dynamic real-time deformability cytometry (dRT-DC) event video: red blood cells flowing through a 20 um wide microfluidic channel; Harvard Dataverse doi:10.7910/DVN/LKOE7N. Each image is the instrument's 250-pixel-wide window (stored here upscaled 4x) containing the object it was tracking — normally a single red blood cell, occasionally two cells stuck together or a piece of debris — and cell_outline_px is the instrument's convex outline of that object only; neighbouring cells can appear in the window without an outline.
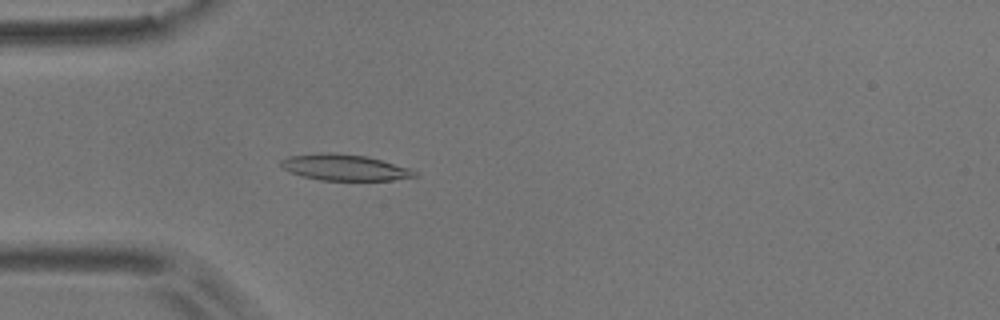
{"species": "common noctule bat (a hibernating species)", "species_latin": "Nyctalus noctula", "temperature_condition": "room temperature", "stored_images_in_passage": 54, "camera_frame_rate_fps": 3000, "um_per_image_px": 0.085, "animal": {"sex": "male", "body_mass_g": 17.9}, "frame": {"image": 1, "passage_image": 16, "time_ms": 5.0, "image_size_px": [1000, 320], "cell_outline_px": [[420, 176], [392, 180], [320, 180], [288, 172], [280, 164], [280, 160], [288, 156], [320, 152], [332, 152], [368, 156], [412, 168]], "centroid_in_image_um": [29.32, 14.22], "position_along_channel_um": 55.7, "area_um2": 20.63}}
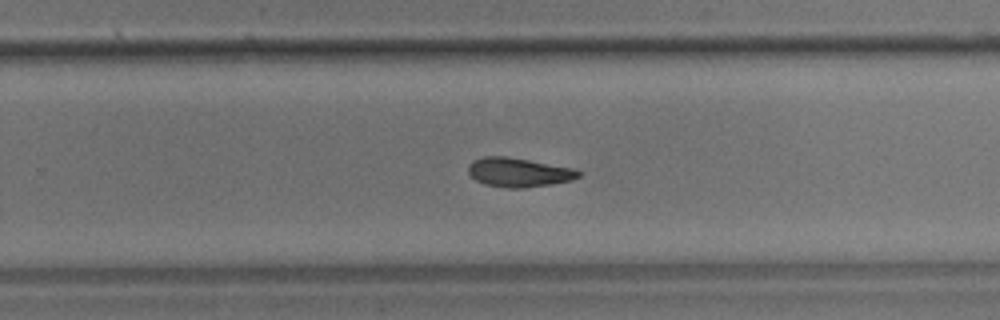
{"frame": {"image": 2, "passage_image": 35, "time_ms": 11.333, "image_size_px": [1000, 320], "cell_outline_px": [[580, 176], [572, 180], [552, 184], [524, 188], [508, 188], [484, 184], [476, 180], [468, 172], [468, 164], [472, 160], [480, 156], [504, 156], [528, 160], [572, 168], [580, 172]], "centroid_in_image_um": [44.04, 14.65], "position_along_channel_um": 285.8, "area_um2": 18.67}}
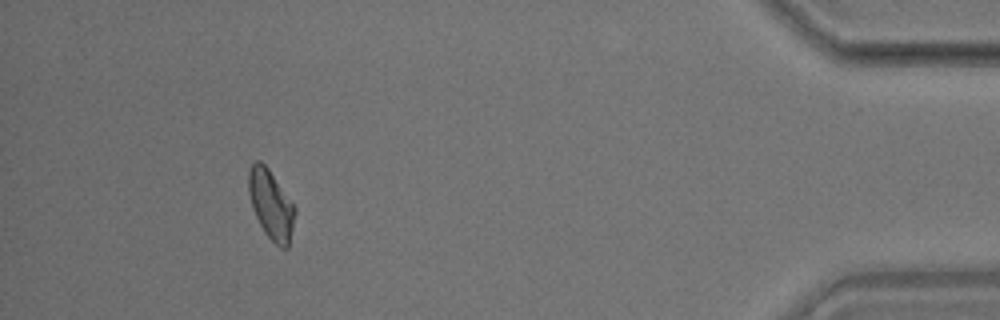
{"frame": {"image": 3, "passage_image": 50, "time_ms": 16.333, "image_size_px": [1000, 320], "cell_outline_px": [[296, 212], [288, 248], [280, 248], [264, 232], [252, 208], [248, 192], [248, 168], [256, 160], [260, 160], [268, 168], [296, 208]], "centroid_in_image_um": [23.02, 17.38], "position_along_channel_um": 412.2, "area_um2": 18.61}, "authors_computed_cell_mechanics": {"area_um2": 18.9584, "velocity_mm_per_s": 3.7191, "shape_relaxation_time_tau1_ms": 5.1481, "shape_relaxation_time_tau2_ms": null, "deformation_change_tau1": 0.1445, "deformation_change_tau2": null}}